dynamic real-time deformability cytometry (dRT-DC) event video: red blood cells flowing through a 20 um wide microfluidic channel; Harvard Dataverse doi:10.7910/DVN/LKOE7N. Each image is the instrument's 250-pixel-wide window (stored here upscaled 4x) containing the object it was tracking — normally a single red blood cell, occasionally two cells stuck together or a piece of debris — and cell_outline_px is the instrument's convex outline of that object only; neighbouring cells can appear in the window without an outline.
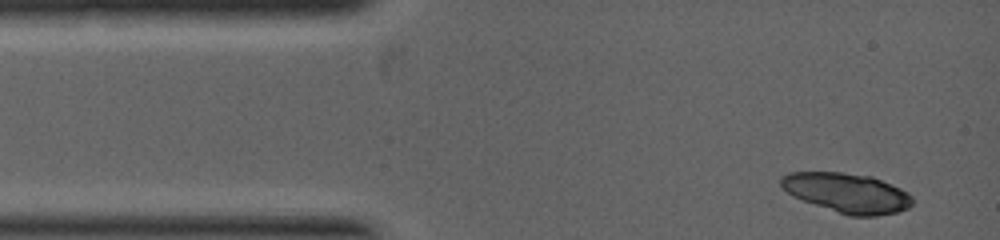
{"species": "common noctule bat (a hibernating species)", "species_latin": "Nyctalus noctula", "temperature_condition": "warm", "stored_images_in_passage": 3, "camera_frame_rate_fps": 5000, "um_per_image_px": 0.085, "animal": {"sex": "female", "body_mass_g": 19.0, "forearm_length_mm": 53.3}, "frame": {"image": 1, "passage_image": 1, "time_ms": 0.0, "image_size_px": [1000, 240], "cell_outline_px": [[912, 204], [908, 208], [896, 212], [876, 216], [848, 216], [792, 196], [780, 184], [780, 176], [788, 172], [840, 172], [872, 176], [900, 188], [908, 192], [912, 196]], "centroid_in_image_um": [72.0, 16.39], "position_along_channel_um": 13.0, "area_um2": 30.29}}